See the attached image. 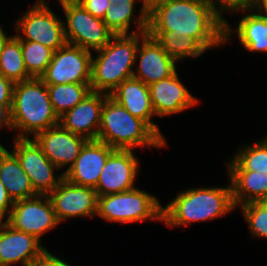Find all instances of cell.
<instances>
[{
    "instance_id": "cell-33",
    "label": "cell",
    "mask_w": 267,
    "mask_h": 266,
    "mask_svg": "<svg viewBox=\"0 0 267 266\" xmlns=\"http://www.w3.org/2000/svg\"><path fill=\"white\" fill-rule=\"evenodd\" d=\"M14 83L0 74V107H12Z\"/></svg>"
},
{
    "instance_id": "cell-1",
    "label": "cell",
    "mask_w": 267,
    "mask_h": 266,
    "mask_svg": "<svg viewBox=\"0 0 267 266\" xmlns=\"http://www.w3.org/2000/svg\"><path fill=\"white\" fill-rule=\"evenodd\" d=\"M224 20L213 0H173L148 13L147 31L186 33L211 50L224 45Z\"/></svg>"
},
{
    "instance_id": "cell-29",
    "label": "cell",
    "mask_w": 267,
    "mask_h": 266,
    "mask_svg": "<svg viewBox=\"0 0 267 266\" xmlns=\"http://www.w3.org/2000/svg\"><path fill=\"white\" fill-rule=\"evenodd\" d=\"M21 49L27 72L32 77L40 78L49 66L54 50L39 42L28 40H21Z\"/></svg>"
},
{
    "instance_id": "cell-13",
    "label": "cell",
    "mask_w": 267,
    "mask_h": 266,
    "mask_svg": "<svg viewBox=\"0 0 267 266\" xmlns=\"http://www.w3.org/2000/svg\"><path fill=\"white\" fill-rule=\"evenodd\" d=\"M139 160L133 150L115 149L107 158L96 190L97 196H106L135 188Z\"/></svg>"
},
{
    "instance_id": "cell-20",
    "label": "cell",
    "mask_w": 267,
    "mask_h": 266,
    "mask_svg": "<svg viewBox=\"0 0 267 266\" xmlns=\"http://www.w3.org/2000/svg\"><path fill=\"white\" fill-rule=\"evenodd\" d=\"M109 96L130 114L145 121L165 141V136L160 132L158 125L151 120L155 112L147 84L132 77L124 80Z\"/></svg>"
},
{
    "instance_id": "cell-30",
    "label": "cell",
    "mask_w": 267,
    "mask_h": 266,
    "mask_svg": "<svg viewBox=\"0 0 267 266\" xmlns=\"http://www.w3.org/2000/svg\"><path fill=\"white\" fill-rule=\"evenodd\" d=\"M240 207L252 236L267 239V201L251 202Z\"/></svg>"
},
{
    "instance_id": "cell-23",
    "label": "cell",
    "mask_w": 267,
    "mask_h": 266,
    "mask_svg": "<svg viewBox=\"0 0 267 266\" xmlns=\"http://www.w3.org/2000/svg\"><path fill=\"white\" fill-rule=\"evenodd\" d=\"M137 1L139 0H109V8L102 20L115 35L147 33L148 14L144 8L141 7L139 17L133 16ZM131 19H134V24L138 30L134 29V31L129 32Z\"/></svg>"
},
{
    "instance_id": "cell-19",
    "label": "cell",
    "mask_w": 267,
    "mask_h": 266,
    "mask_svg": "<svg viewBox=\"0 0 267 266\" xmlns=\"http://www.w3.org/2000/svg\"><path fill=\"white\" fill-rule=\"evenodd\" d=\"M152 106L156 116L179 114L199 102L179 79L177 71L168 78L149 85Z\"/></svg>"
},
{
    "instance_id": "cell-28",
    "label": "cell",
    "mask_w": 267,
    "mask_h": 266,
    "mask_svg": "<svg viewBox=\"0 0 267 266\" xmlns=\"http://www.w3.org/2000/svg\"><path fill=\"white\" fill-rule=\"evenodd\" d=\"M50 101L58 117L80 103L92 90L90 83L47 85Z\"/></svg>"
},
{
    "instance_id": "cell-39",
    "label": "cell",
    "mask_w": 267,
    "mask_h": 266,
    "mask_svg": "<svg viewBox=\"0 0 267 266\" xmlns=\"http://www.w3.org/2000/svg\"><path fill=\"white\" fill-rule=\"evenodd\" d=\"M255 9H267V0H258Z\"/></svg>"
},
{
    "instance_id": "cell-38",
    "label": "cell",
    "mask_w": 267,
    "mask_h": 266,
    "mask_svg": "<svg viewBox=\"0 0 267 266\" xmlns=\"http://www.w3.org/2000/svg\"><path fill=\"white\" fill-rule=\"evenodd\" d=\"M12 36H7L5 34V31H3V28L0 25V54L4 48V45L7 43V41L11 38Z\"/></svg>"
},
{
    "instance_id": "cell-37",
    "label": "cell",
    "mask_w": 267,
    "mask_h": 266,
    "mask_svg": "<svg viewBox=\"0 0 267 266\" xmlns=\"http://www.w3.org/2000/svg\"><path fill=\"white\" fill-rule=\"evenodd\" d=\"M141 1H142V7L148 14L156 6L162 3H165V2L173 1V0H141Z\"/></svg>"
},
{
    "instance_id": "cell-11",
    "label": "cell",
    "mask_w": 267,
    "mask_h": 266,
    "mask_svg": "<svg viewBox=\"0 0 267 266\" xmlns=\"http://www.w3.org/2000/svg\"><path fill=\"white\" fill-rule=\"evenodd\" d=\"M5 221L12 228L33 235L40 241L44 233L60 224L48 195L14 201Z\"/></svg>"
},
{
    "instance_id": "cell-36",
    "label": "cell",
    "mask_w": 267,
    "mask_h": 266,
    "mask_svg": "<svg viewBox=\"0 0 267 266\" xmlns=\"http://www.w3.org/2000/svg\"><path fill=\"white\" fill-rule=\"evenodd\" d=\"M11 107H0V128L6 127L10 130V124H9V113H10ZM4 148L3 145L0 143V149Z\"/></svg>"
},
{
    "instance_id": "cell-8",
    "label": "cell",
    "mask_w": 267,
    "mask_h": 266,
    "mask_svg": "<svg viewBox=\"0 0 267 266\" xmlns=\"http://www.w3.org/2000/svg\"><path fill=\"white\" fill-rule=\"evenodd\" d=\"M32 6L15 22V35L20 40L39 42L54 51L63 47L67 43L64 21L55 15L45 0H37Z\"/></svg>"
},
{
    "instance_id": "cell-22",
    "label": "cell",
    "mask_w": 267,
    "mask_h": 266,
    "mask_svg": "<svg viewBox=\"0 0 267 266\" xmlns=\"http://www.w3.org/2000/svg\"><path fill=\"white\" fill-rule=\"evenodd\" d=\"M0 180L13 201L37 196L17 157L6 148L0 149Z\"/></svg>"
},
{
    "instance_id": "cell-34",
    "label": "cell",
    "mask_w": 267,
    "mask_h": 266,
    "mask_svg": "<svg viewBox=\"0 0 267 266\" xmlns=\"http://www.w3.org/2000/svg\"><path fill=\"white\" fill-rule=\"evenodd\" d=\"M13 204L14 201L8 195L5 185L0 180V221H5V216L8 218Z\"/></svg>"
},
{
    "instance_id": "cell-26",
    "label": "cell",
    "mask_w": 267,
    "mask_h": 266,
    "mask_svg": "<svg viewBox=\"0 0 267 266\" xmlns=\"http://www.w3.org/2000/svg\"><path fill=\"white\" fill-rule=\"evenodd\" d=\"M0 74L14 84L33 78L24 64L21 40L14 34L0 54Z\"/></svg>"
},
{
    "instance_id": "cell-3",
    "label": "cell",
    "mask_w": 267,
    "mask_h": 266,
    "mask_svg": "<svg viewBox=\"0 0 267 266\" xmlns=\"http://www.w3.org/2000/svg\"><path fill=\"white\" fill-rule=\"evenodd\" d=\"M10 130L19 131L14 137H33L59 124L50 101L47 85L40 78L14 84L12 107L9 113Z\"/></svg>"
},
{
    "instance_id": "cell-9",
    "label": "cell",
    "mask_w": 267,
    "mask_h": 266,
    "mask_svg": "<svg viewBox=\"0 0 267 266\" xmlns=\"http://www.w3.org/2000/svg\"><path fill=\"white\" fill-rule=\"evenodd\" d=\"M30 139L14 137L12 153L31 180L35 193L49 195L63 179V173L55 178L54 171L58 168L46 157L35 140Z\"/></svg>"
},
{
    "instance_id": "cell-35",
    "label": "cell",
    "mask_w": 267,
    "mask_h": 266,
    "mask_svg": "<svg viewBox=\"0 0 267 266\" xmlns=\"http://www.w3.org/2000/svg\"><path fill=\"white\" fill-rule=\"evenodd\" d=\"M34 266H71L64 260L51 254L48 249L39 257Z\"/></svg>"
},
{
    "instance_id": "cell-32",
    "label": "cell",
    "mask_w": 267,
    "mask_h": 266,
    "mask_svg": "<svg viewBox=\"0 0 267 266\" xmlns=\"http://www.w3.org/2000/svg\"><path fill=\"white\" fill-rule=\"evenodd\" d=\"M91 15L103 19L109 8V0H76Z\"/></svg>"
},
{
    "instance_id": "cell-21",
    "label": "cell",
    "mask_w": 267,
    "mask_h": 266,
    "mask_svg": "<svg viewBox=\"0 0 267 266\" xmlns=\"http://www.w3.org/2000/svg\"><path fill=\"white\" fill-rule=\"evenodd\" d=\"M238 11H252L253 13H247L241 18L237 30H232L228 22L224 20V43H227L231 35L235 33L240 44L247 51L267 53V15L255 8L238 9L234 12Z\"/></svg>"
},
{
    "instance_id": "cell-18",
    "label": "cell",
    "mask_w": 267,
    "mask_h": 266,
    "mask_svg": "<svg viewBox=\"0 0 267 266\" xmlns=\"http://www.w3.org/2000/svg\"><path fill=\"white\" fill-rule=\"evenodd\" d=\"M109 94L91 91L74 108L59 117V124L73 134L87 140H97L101 111Z\"/></svg>"
},
{
    "instance_id": "cell-5",
    "label": "cell",
    "mask_w": 267,
    "mask_h": 266,
    "mask_svg": "<svg viewBox=\"0 0 267 266\" xmlns=\"http://www.w3.org/2000/svg\"><path fill=\"white\" fill-rule=\"evenodd\" d=\"M140 33L114 35L91 61L90 87L93 92L110 94L124 80L133 77Z\"/></svg>"
},
{
    "instance_id": "cell-31",
    "label": "cell",
    "mask_w": 267,
    "mask_h": 266,
    "mask_svg": "<svg viewBox=\"0 0 267 266\" xmlns=\"http://www.w3.org/2000/svg\"><path fill=\"white\" fill-rule=\"evenodd\" d=\"M217 12L222 16L223 11L233 13L238 9H253L258 0H213ZM218 3V4H216Z\"/></svg>"
},
{
    "instance_id": "cell-12",
    "label": "cell",
    "mask_w": 267,
    "mask_h": 266,
    "mask_svg": "<svg viewBox=\"0 0 267 266\" xmlns=\"http://www.w3.org/2000/svg\"><path fill=\"white\" fill-rule=\"evenodd\" d=\"M48 197L60 223L70 217L96 216L98 196L92 187L75 185L63 177Z\"/></svg>"
},
{
    "instance_id": "cell-14",
    "label": "cell",
    "mask_w": 267,
    "mask_h": 266,
    "mask_svg": "<svg viewBox=\"0 0 267 266\" xmlns=\"http://www.w3.org/2000/svg\"><path fill=\"white\" fill-rule=\"evenodd\" d=\"M139 59L133 77L148 86L168 78L177 71V61L166 53L161 44L148 33H140L135 62Z\"/></svg>"
},
{
    "instance_id": "cell-16",
    "label": "cell",
    "mask_w": 267,
    "mask_h": 266,
    "mask_svg": "<svg viewBox=\"0 0 267 266\" xmlns=\"http://www.w3.org/2000/svg\"><path fill=\"white\" fill-rule=\"evenodd\" d=\"M32 138L58 169L67 167L66 170L75 162L88 141L82 136L71 133L60 124L41 131Z\"/></svg>"
},
{
    "instance_id": "cell-6",
    "label": "cell",
    "mask_w": 267,
    "mask_h": 266,
    "mask_svg": "<svg viewBox=\"0 0 267 266\" xmlns=\"http://www.w3.org/2000/svg\"><path fill=\"white\" fill-rule=\"evenodd\" d=\"M96 216L111 223L143 220L162 222V204L154 194L135 187L120 193L98 196Z\"/></svg>"
},
{
    "instance_id": "cell-24",
    "label": "cell",
    "mask_w": 267,
    "mask_h": 266,
    "mask_svg": "<svg viewBox=\"0 0 267 266\" xmlns=\"http://www.w3.org/2000/svg\"><path fill=\"white\" fill-rule=\"evenodd\" d=\"M234 205L237 208L256 201H267V173L228 171Z\"/></svg>"
},
{
    "instance_id": "cell-25",
    "label": "cell",
    "mask_w": 267,
    "mask_h": 266,
    "mask_svg": "<svg viewBox=\"0 0 267 266\" xmlns=\"http://www.w3.org/2000/svg\"><path fill=\"white\" fill-rule=\"evenodd\" d=\"M163 47L168 55L177 62L187 57H200L207 50L192 36L175 31H147Z\"/></svg>"
},
{
    "instance_id": "cell-15",
    "label": "cell",
    "mask_w": 267,
    "mask_h": 266,
    "mask_svg": "<svg viewBox=\"0 0 267 266\" xmlns=\"http://www.w3.org/2000/svg\"><path fill=\"white\" fill-rule=\"evenodd\" d=\"M46 250L35 236L0 221V266H34Z\"/></svg>"
},
{
    "instance_id": "cell-4",
    "label": "cell",
    "mask_w": 267,
    "mask_h": 266,
    "mask_svg": "<svg viewBox=\"0 0 267 266\" xmlns=\"http://www.w3.org/2000/svg\"><path fill=\"white\" fill-rule=\"evenodd\" d=\"M97 140L120 150L164 148L167 143L145 121L130 114L110 96L104 100Z\"/></svg>"
},
{
    "instance_id": "cell-2",
    "label": "cell",
    "mask_w": 267,
    "mask_h": 266,
    "mask_svg": "<svg viewBox=\"0 0 267 266\" xmlns=\"http://www.w3.org/2000/svg\"><path fill=\"white\" fill-rule=\"evenodd\" d=\"M235 209L230 181L227 187L189 188L162 206V222L170 227L186 226L214 220Z\"/></svg>"
},
{
    "instance_id": "cell-7",
    "label": "cell",
    "mask_w": 267,
    "mask_h": 266,
    "mask_svg": "<svg viewBox=\"0 0 267 266\" xmlns=\"http://www.w3.org/2000/svg\"><path fill=\"white\" fill-rule=\"evenodd\" d=\"M57 1L66 16L64 34L68 44L96 51L107 45L115 35L101 18L88 13L76 0Z\"/></svg>"
},
{
    "instance_id": "cell-40",
    "label": "cell",
    "mask_w": 267,
    "mask_h": 266,
    "mask_svg": "<svg viewBox=\"0 0 267 266\" xmlns=\"http://www.w3.org/2000/svg\"><path fill=\"white\" fill-rule=\"evenodd\" d=\"M257 10L264 12L267 15V9H257Z\"/></svg>"
},
{
    "instance_id": "cell-10",
    "label": "cell",
    "mask_w": 267,
    "mask_h": 266,
    "mask_svg": "<svg viewBox=\"0 0 267 266\" xmlns=\"http://www.w3.org/2000/svg\"><path fill=\"white\" fill-rule=\"evenodd\" d=\"M92 52L66 43L54 51L46 71L40 79L46 85L90 83Z\"/></svg>"
},
{
    "instance_id": "cell-17",
    "label": "cell",
    "mask_w": 267,
    "mask_h": 266,
    "mask_svg": "<svg viewBox=\"0 0 267 266\" xmlns=\"http://www.w3.org/2000/svg\"><path fill=\"white\" fill-rule=\"evenodd\" d=\"M114 150L99 140H88L75 162L62 172L63 177L75 185L95 188L107 158Z\"/></svg>"
},
{
    "instance_id": "cell-27",
    "label": "cell",
    "mask_w": 267,
    "mask_h": 266,
    "mask_svg": "<svg viewBox=\"0 0 267 266\" xmlns=\"http://www.w3.org/2000/svg\"><path fill=\"white\" fill-rule=\"evenodd\" d=\"M225 165L228 171L267 173V138L254 144L242 146L233 159Z\"/></svg>"
}]
</instances>
